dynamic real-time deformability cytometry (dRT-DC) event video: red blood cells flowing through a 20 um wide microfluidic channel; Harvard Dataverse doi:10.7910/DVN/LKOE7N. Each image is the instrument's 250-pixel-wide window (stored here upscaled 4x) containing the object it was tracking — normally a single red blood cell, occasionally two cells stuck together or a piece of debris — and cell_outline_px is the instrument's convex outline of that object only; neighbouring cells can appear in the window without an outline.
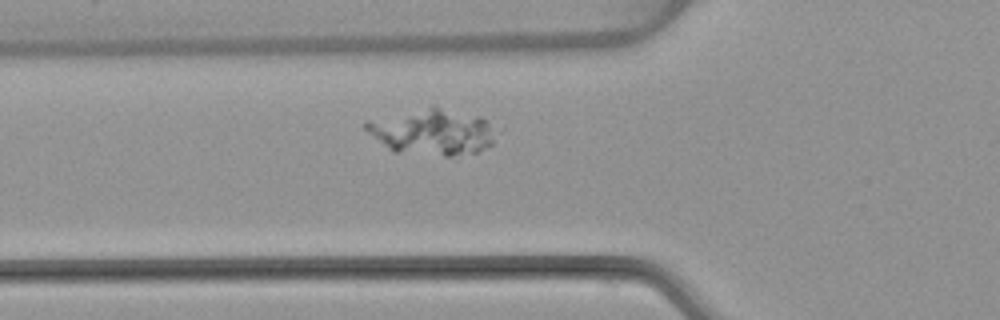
{"species": "common noctule bat (a hibernating species)", "species_latin": "Nyctalus noctula", "temperature_condition": "warm", "stored_images_in_passage": 45, "camera_frame_rate_fps": 3000, "um_per_image_px": 0.085, "animal": {"sex": "female", "body_mass_g": 22.7, "forearm_length_mm": 54.2}, "frame": {"image": 1, "passage_image": 10, "time_ms": 3.0, "image_size_px": [1000, 320], "cell_outline_px": [[504, 128], [492, 144], [476, 152], [452, 156], [444, 156], [392, 152], [368, 132], [364, 128], [364, 120], [432, 104], [480, 116]], "centroid_in_image_um": [36.83, 11.17], "position_along_channel_um": 89.0, "area_um2": 36.53}}
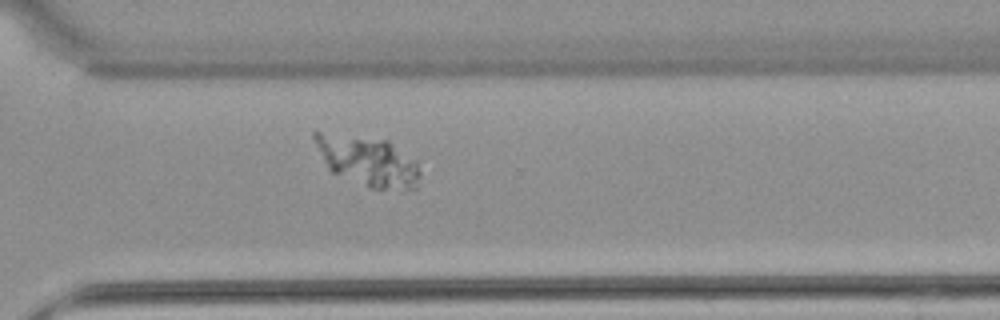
{"frame": {"image": 2, "passage_image": 30, "time_ms": 9.667, "image_size_px": [1000, 320], "cell_outline_px": [[420, 184], [416, 188], [372, 188], [332, 172], [328, 168], [312, 136], [312, 132], [320, 132], [388, 140], [416, 160], [420, 172]], "centroid_in_image_um": [31.31, 13.67], "position_along_channel_um": 339.3, "area_um2": 30.06}}
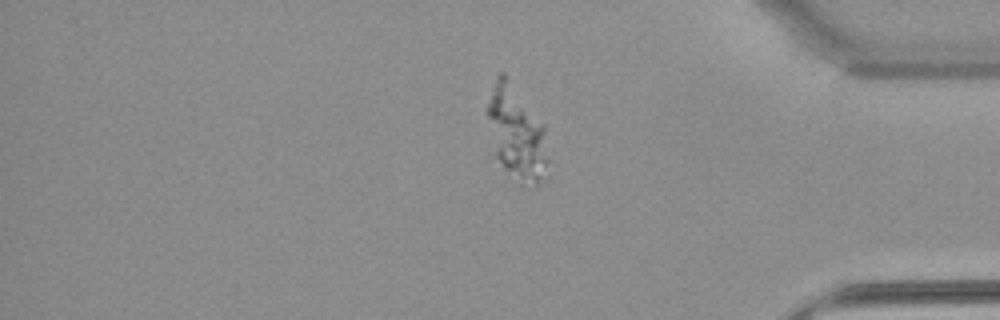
{"frame": {"image": 3, "passage_image": 36, "time_ms": 11.667, "image_size_px": [1000, 320], "cell_outline_px": [[548, 160], [540, 184], [516, 188], [496, 156], [488, 116], [488, 104], [496, 72], [504, 72], [544, 124]], "centroid_in_image_um": [43.92, 11.38], "position_along_channel_um": 391.3, "area_um2": 33.23}}